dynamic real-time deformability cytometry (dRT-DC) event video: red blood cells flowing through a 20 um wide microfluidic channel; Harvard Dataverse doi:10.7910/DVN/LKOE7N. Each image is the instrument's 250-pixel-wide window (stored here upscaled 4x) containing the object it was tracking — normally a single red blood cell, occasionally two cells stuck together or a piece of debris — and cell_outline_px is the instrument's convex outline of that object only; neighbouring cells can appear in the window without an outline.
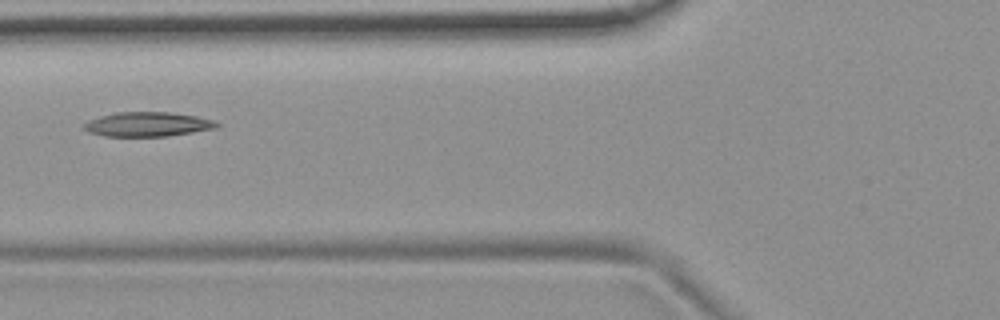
{"species": "common noctule bat (a hibernating species)", "species_latin": "Nyctalus noctula", "temperature_condition": "room temperature", "stored_images_in_passage": 6, "camera_frame_rate_fps": 3000, "um_per_image_px": 0.085, "animal": {"sex": "female", "body_mass_g": 19.9}, "frame": {"image": 1, "passage_image": 6, "time_ms": 1.667, "image_size_px": [1000, 320], "cell_outline_px": [[220, 128], [168, 136], [104, 136], [88, 132], [84, 128], [84, 124], [88, 120], [100, 116], [116, 112], [172, 112], [196, 116], [216, 120], [220, 124]], "centroid_in_image_um": [12.61, 10.56], "position_along_channel_um": 113.2, "area_um2": 19.13}}